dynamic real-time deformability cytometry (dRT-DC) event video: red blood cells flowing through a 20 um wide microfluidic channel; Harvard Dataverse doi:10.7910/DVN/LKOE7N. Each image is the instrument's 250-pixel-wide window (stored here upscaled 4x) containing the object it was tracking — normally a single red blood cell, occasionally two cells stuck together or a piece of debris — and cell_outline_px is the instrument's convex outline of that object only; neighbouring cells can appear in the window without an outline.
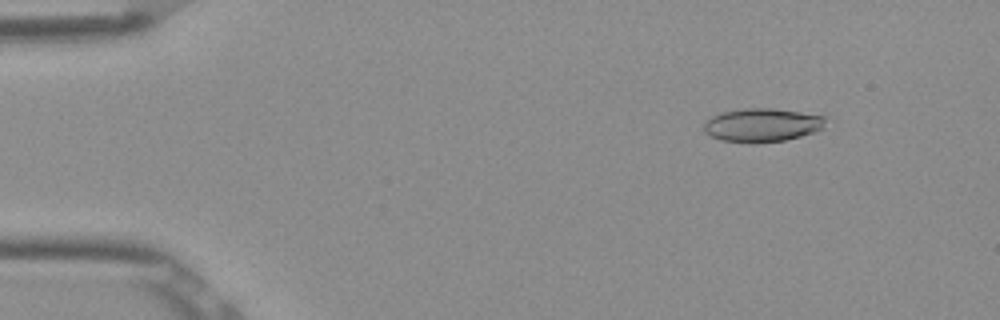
{"species": "Egyptian fruit bat (a non-hibernating species)", "species_latin": "Rousettus aegyptiacus", "temperature_condition": "room temperature", "stored_images_in_passage": 50, "camera_frame_rate_fps": 3000, "um_per_image_px": 0.085, "frame": {"image": 1, "passage_image": 4, "time_ms": 1.0, "image_size_px": [1000, 320], "cell_outline_px": [[828, 116], [824, 128], [800, 136], [784, 140], [752, 144], [720, 140], [704, 132], [704, 124], [712, 116], [724, 112], [744, 108], [772, 108]], "centroid_in_image_um": [64.81, 10.63], "position_along_channel_um": 20.2, "area_um2": 23.87}}
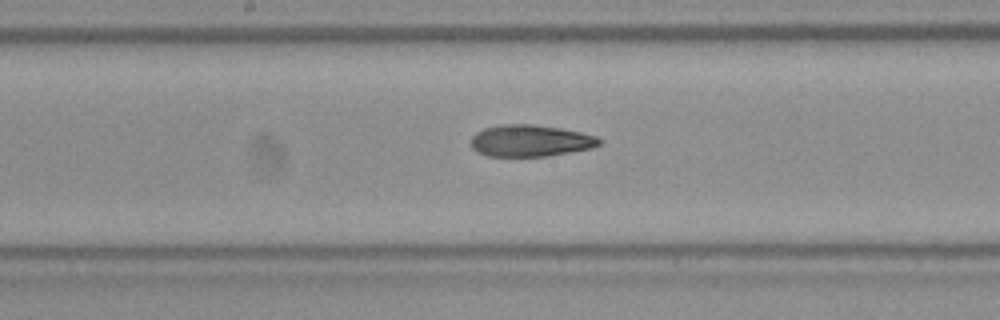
{"frame": {"image": 2, "passage_image": 25, "time_ms": 8.0, "image_size_px": [1000, 320], "cell_outline_px": [[604, 140], [600, 144], [592, 148], [548, 156], [488, 156], [476, 152], [472, 148], [472, 136], [476, 132], [484, 128], [500, 124], [532, 124], [560, 128], [580, 132], [596, 136]], "centroid_in_image_um": [45.08, 11.96], "position_along_channel_um": 203.1, "area_um2": 23.81}}
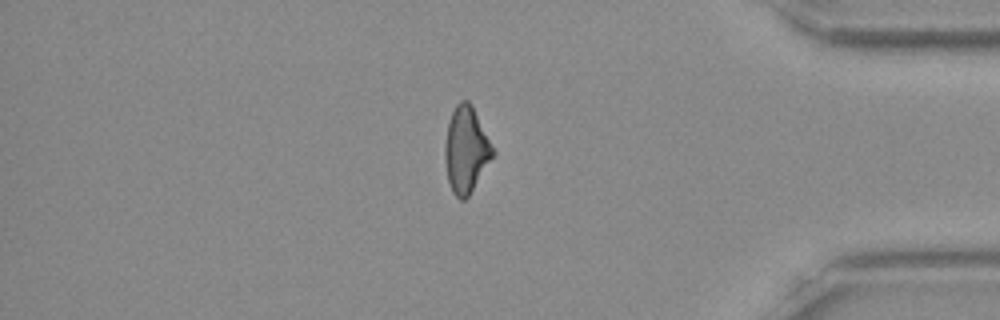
{"frame": {"image": 3, "passage_image": 42, "time_ms": 13.667, "image_size_px": [1000, 320], "cell_outline_px": [[496, 152], [468, 196], [464, 200], [460, 200], [452, 192], [448, 180], [444, 156], [444, 148], [448, 124], [452, 112], [456, 104], [460, 100], [468, 100], [472, 104]], "centroid_in_image_um": [39.62, 12.71], "position_along_channel_um": 395.6, "area_um2": 23.93}, "authors_computed_cell_mechanics": {"area_um2": 23.987, "velocity_mm_per_s": 3.9029, "shape_relaxation_time_tau1_ms": 9.2291, "shape_relaxation_time_tau2_ms": 3.5405, "deformation_change_tau1": 0.217, "deformation_change_tau2": 0.1265}}